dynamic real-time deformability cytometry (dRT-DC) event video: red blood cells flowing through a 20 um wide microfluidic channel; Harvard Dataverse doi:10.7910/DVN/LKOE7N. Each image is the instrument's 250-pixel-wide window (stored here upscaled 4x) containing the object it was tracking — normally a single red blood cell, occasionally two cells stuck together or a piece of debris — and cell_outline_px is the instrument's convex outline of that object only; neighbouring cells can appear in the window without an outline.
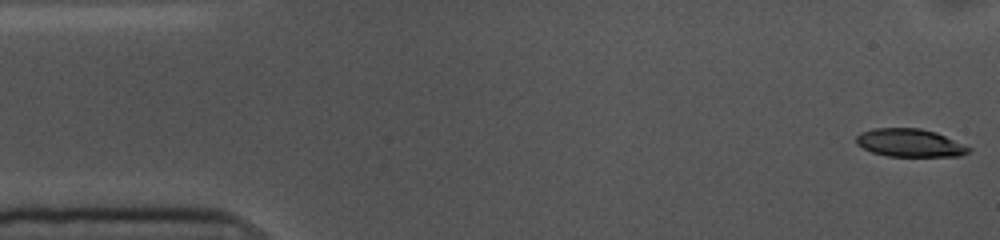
{"species": "common noctule bat (a hibernating species)", "species_latin": "Nyctalus noctula", "temperature_condition": "cold", "stored_images_in_passage": 54, "camera_frame_rate_fps": 3000, "um_per_image_px": 0.085, "animal": {"sex": "female", "body_mass_g": 10.0, "forearm_length_mm": 53.1}, "frame": {"image": 1, "passage_image": 1, "time_ms": 0.0, "image_size_px": [1000, 240], "cell_outline_px": [[972, 148], [968, 152], [960, 156], [888, 156], [872, 152], [856, 144], [856, 136], [860, 132], [872, 128], [920, 128], [936, 132]], "centroid_in_image_um": [77.31, 12.13], "position_along_channel_um": 7.7, "area_um2": 18.32}}
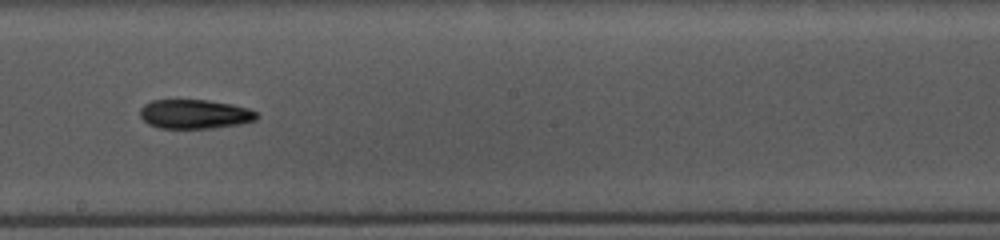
{"frame": {"image": 2, "passage_image": 29, "time_ms": 9.333, "image_size_px": [1000, 240], "cell_outline_px": [[260, 116], [256, 120], [244, 124], [212, 128], [160, 128], [148, 124], [140, 116], [140, 108], [144, 104], [152, 100], [208, 100], [232, 104], [248, 108], [256, 112]], "centroid_in_image_um": [16.58, 9.7], "position_along_channel_um": 231.6, "area_um2": 20.06}}
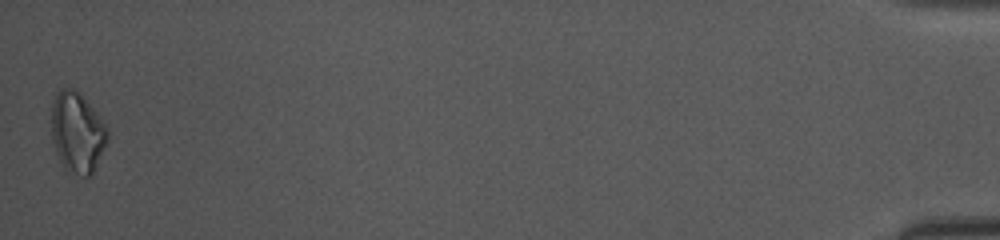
{"frame": {"image": 3, "passage_image": 54, "time_ms": 17.667, "image_size_px": [1000, 240], "cell_outline_px": [[108, 140], [92, 176], [80, 176], [68, 172], [64, 168], [56, 152], [52, 140], [52, 100], [56, 92], [60, 88], [72, 88], [80, 92], [96, 112], [108, 128]], "centroid_in_image_um": [6.57, 11.26], "position_along_channel_um": 428.6, "area_um2": 26.59}, "authors_computed_cell_mechanics": {"area_um2": 19.7676, "velocity_mm_per_s": 3.5768, "shape_relaxation_time_tau1_ms": 2.9323, "shape_relaxation_time_tau2_ms": null, "deformation_change_tau1": 0.1112, "deformation_change_tau2": null}}